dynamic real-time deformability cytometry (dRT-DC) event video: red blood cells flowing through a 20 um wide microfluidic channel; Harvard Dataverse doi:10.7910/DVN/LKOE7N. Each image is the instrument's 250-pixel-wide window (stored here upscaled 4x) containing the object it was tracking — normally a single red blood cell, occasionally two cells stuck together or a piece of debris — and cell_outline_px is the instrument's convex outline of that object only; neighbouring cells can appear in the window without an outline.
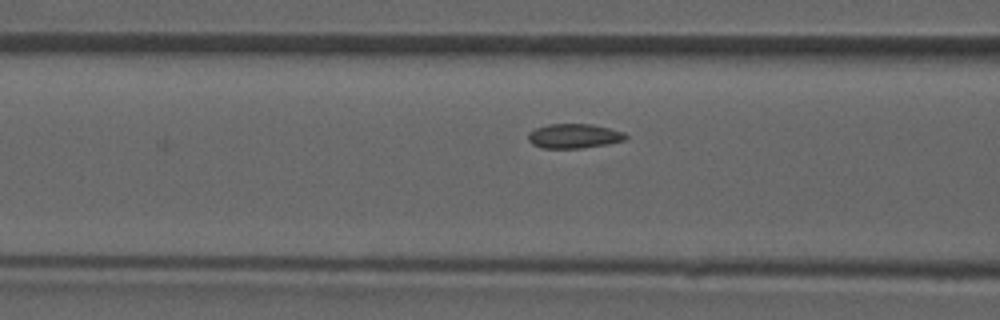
{"species": "common noctule bat (a hibernating species)", "species_latin": "Nyctalus noctula", "temperature_condition": "room temperature", "stored_images_in_passage": 8, "camera_frame_rate_fps": 3000, "um_per_image_px": 0.085, "animal": {"sex": "male", "forearm_length_mm": 52.5}, "frame": {"image": 1, "passage_image": 6, "time_ms": 6.0, "image_size_px": [1000, 320], "cell_outline_px": [[628, 136], [624, 140], [608, 144], [584, 148], [544, 148], [532, 144], [528, 140], [528, 132], [536, 128], [548, 124], [592, 124], [624, 132]], "centroid_in_image_um": [48.78, 11.56], "position_along_channel_um": 117.8, "area_um2": 13.93}}
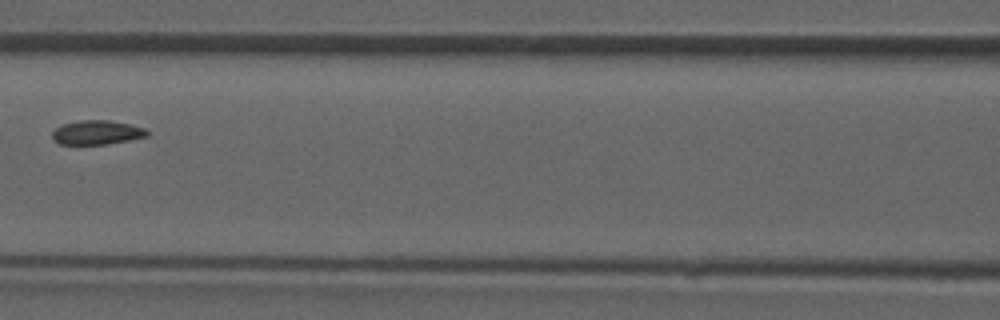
{"frame": {"image": 2, "passage_image": 7, "time_ms": 7.0, "image_size_px": [1000, 320], "cell_outline_px": [[148, 136], [108, 144], [60, 144], [52, 140], [52, 132], [56, 128], [64, 124], [80, 120], [108, 120], [128, 124], [144, 128], [148, 132]], "centroid_in_image_um": [8.21, 11.26], "position_along_channel_um": 158.4, "area_um2": 13.24}}